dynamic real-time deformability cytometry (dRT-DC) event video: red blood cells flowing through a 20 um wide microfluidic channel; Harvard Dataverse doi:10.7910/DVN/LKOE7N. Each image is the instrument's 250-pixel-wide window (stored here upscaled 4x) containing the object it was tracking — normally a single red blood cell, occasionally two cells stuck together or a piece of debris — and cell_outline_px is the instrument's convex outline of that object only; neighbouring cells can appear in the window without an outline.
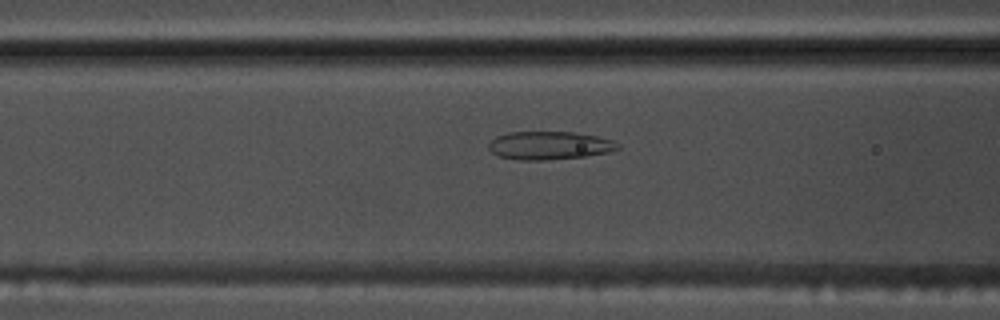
{"species": "common noctule bat (a hibernating species)", "species_latin": "Nyctalus noctula", "temperature_condition": "warm", "stored_images_in_passage": 49, "camera_frame_rate_fps": 3000, "um_per_image_px": 0.085, "animal": {"sex": "male", "body_mass_g": 17.5, "forearm_length_mm": 52.3}, "frame": {"image": 1, "passage_image": 22, "time_ms": 7.0, "image_size_px": [1000, 320], "cell_outline_px": [[620, 148], [608, 152], [584, 156], [544, 160], [520, 160], [500, 156], [492, 152], [488, 148], [488, 144], [496, 136], [508, 132], [576, 132], [596, 136], [612, 140], [620, 144]], "centroid_in_image_um": [46.7, 12.36], "position_along_channel_um": 119.9, "area_um2": 21.1}}
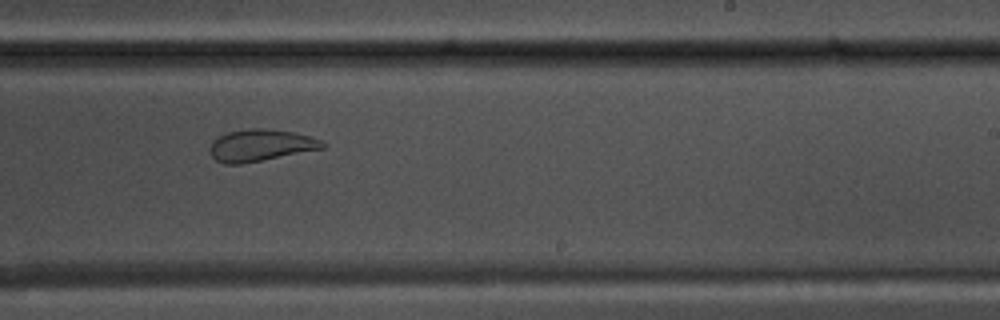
{"frame": {"image": 2, "passage_image": 34, "time_ms": 11.0, "image_size_px": [1000, 320], "cell_outline_px": [[328, 144], [324, 148], [240, 164], [224, 164], [216, 160], [212, 156], [212, 140], [228, 132], [252, 128], [268, 128], [292, 132], [308, 136], [320, 140]], "centroid_in_image_um": [22.17, 12.34], "position_along_channel_um": 266.8, "area_um2": 20.52}}
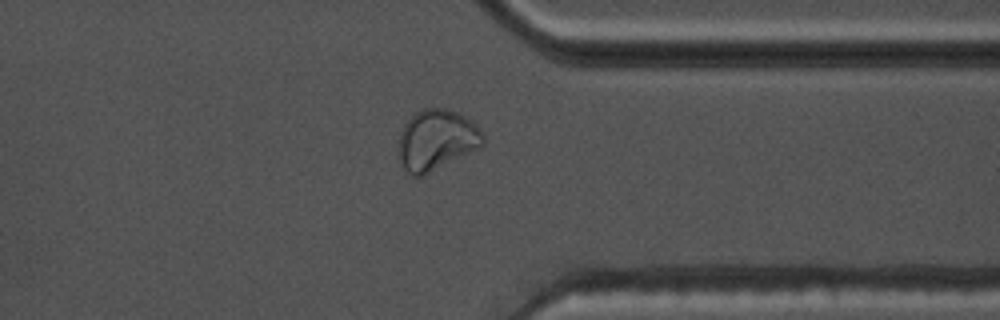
{"frame": {"image": 3, "passage_image": 43, "time_ms": 14.0, "image_size_px": [1000, 320], "cell_outline_px": [[484, 144], [420, 176], [412, 176], [400, 164], [400, 132], [404, 124], [416, 112], [424, 108], [444, 108], [456, 112], [472, 120], [476, 124], [484, 136]], "centroid_in_image_um": [37.09, 11.86], "position_along_channel_um": 374.3, "area_um2": 29.02}}